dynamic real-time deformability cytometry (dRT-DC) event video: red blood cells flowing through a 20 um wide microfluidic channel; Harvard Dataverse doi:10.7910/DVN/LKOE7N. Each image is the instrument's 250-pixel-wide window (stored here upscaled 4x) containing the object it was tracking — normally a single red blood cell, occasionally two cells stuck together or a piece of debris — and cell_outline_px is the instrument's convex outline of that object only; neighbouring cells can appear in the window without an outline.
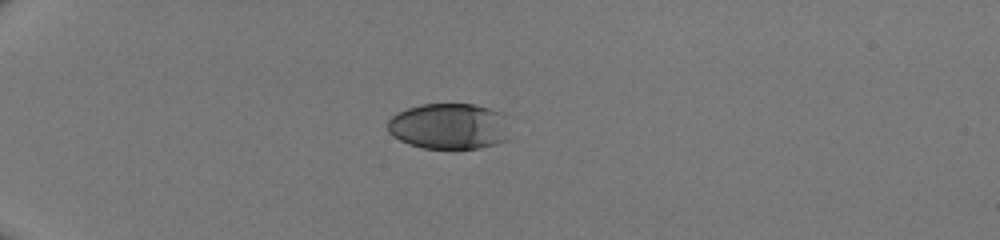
{"species": "human", "species_latin": "Homo sapiens", "temperature_condition": "room temperature", "stored_images_in_passage": 35, "camera_frame_rate_fps": 3000, "um_per_image_px": 0.085, "donor": {"sex": "male"}, "frame": {"image": 1, "passage_image": 1, "time_ms": 0.0, "image_size_px": [1000, 240], "cell_outline_px": [[508, 140], [496, 144], [480, 148], [424, 148], [408, 144], [392, 136], [388, 132], [388, 120], [396, 112], [420, 104], [472, 104], [488, 108], [500, 112]], "centroid_in_image_um": [38.09, 10.73], "position_along_channel_um": 46.9, "area_um2": 32.43}}
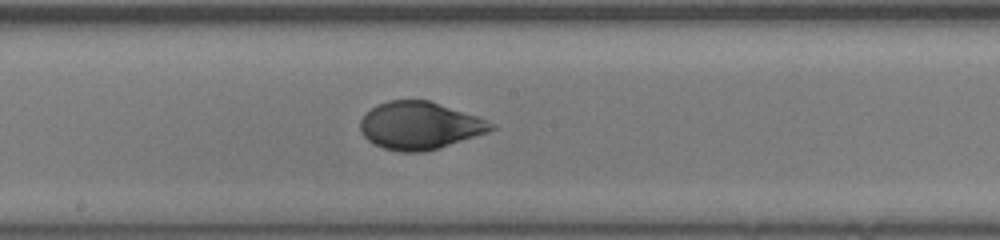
{"frame": {"image": 2, "passage_image": 16, "time_ms": 5.0, "image_size_px": [1000, 240], "cell_outline_px": [[496, 128], [488, 132], [424, 152], [400, 152], [384, 148], [368, 140], [360, 132], [360, 120], [376, 104], [388, 100], [428, 100], [480, 116], [496, 124]], "centroid_in_image_um": [35.69, 10.66], "position_along_channel_um": 212.5, "area_um2": 36.24}}
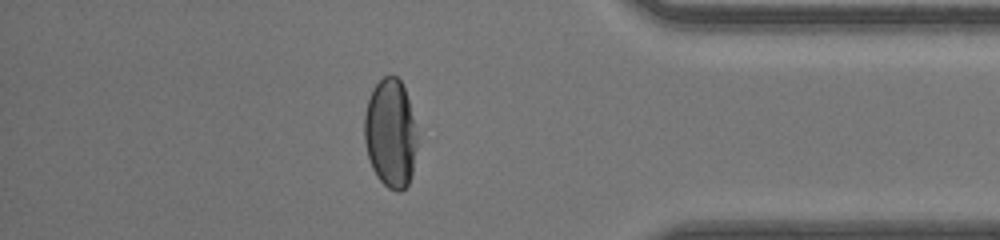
{"frame": {"image": 3, "passage_image": 30, "time_ms": 9.667, "image_size_px": [1000, 240], "cell_outline_px": [[416, 148], [412, 172], [408, 184], [400, 192], [396, 192], [388, 188], [376, 176], [372, 168], [368, 156], [364, 140], [364, 116], [368, 100], [372, 88], [384, 76], [396, 76], [400, 80], [404, 88], [408, 100], [416, 136]], "centroid_in_image_um": [33.16, 11.35], "position_along_channel_um": 402.0, "area_um2": 33.12}}